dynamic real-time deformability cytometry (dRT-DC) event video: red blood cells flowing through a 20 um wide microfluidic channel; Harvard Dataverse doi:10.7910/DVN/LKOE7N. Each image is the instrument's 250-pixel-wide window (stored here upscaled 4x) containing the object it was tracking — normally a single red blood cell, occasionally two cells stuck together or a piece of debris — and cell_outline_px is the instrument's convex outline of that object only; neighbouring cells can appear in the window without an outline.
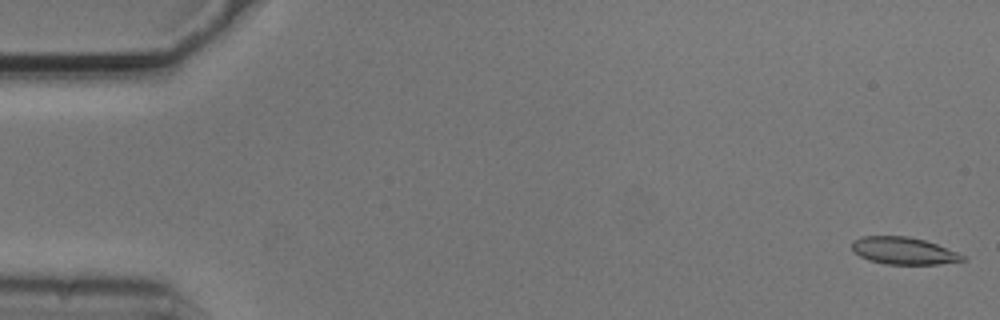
{"species": "common noctule bat (a hibernating species)", "species_latin": "Nyctalus noctula", "temperature_condition": "cold", "stored_images_in_passage": 54, "camera_frame_rate_fps": 3000, "um_per_image_px": 0.085, "animal": {"sex": "male", "body_mass_g": 20.5, "forearm_length_mm": 52.5}, "frame": {"image": 1, "passage_image": 1, "time_ms": 0.0, "image_size_px": [1000, 320], "cell_outline_px": [[968, 260], [936, 264], [884, 264], [868, 260], [860, 256], [852, 248], [852, 240], [860, 236], [908, 236], [924, 240], [936, 244], [956, 252], [964, 256]], "centroid_in_image_um": [76.78, 21.31], "position_along_channel_um": 8.2, "area_um2": 17.46}}
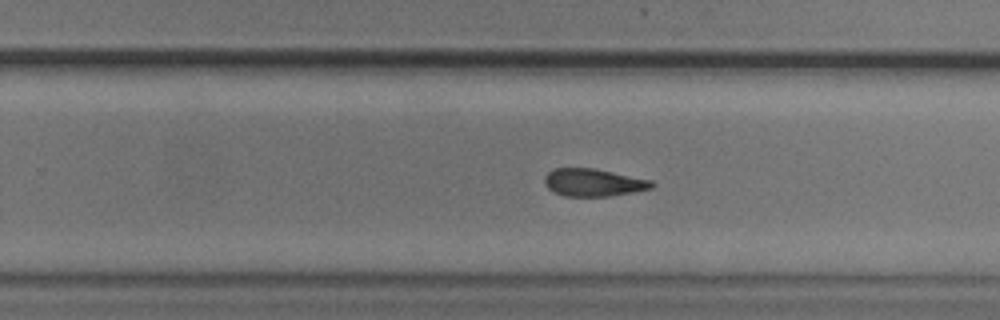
{"frame": {"image": 2, "passage_image": 34, "time_ms": 11.0, "image_size_px": [1000, 320], "cell_outline_px": [[656, 184], [652, 188], [632, 192], [608, 196], [564, 196], [548, 188], [544, 184], [544, 176], [552, 168], [592, 168], [652, 180]], "centroid_in_image_um": [50.42, 15.51], "position_along_channel_um": 279.4, "area_um2": 17.17}}
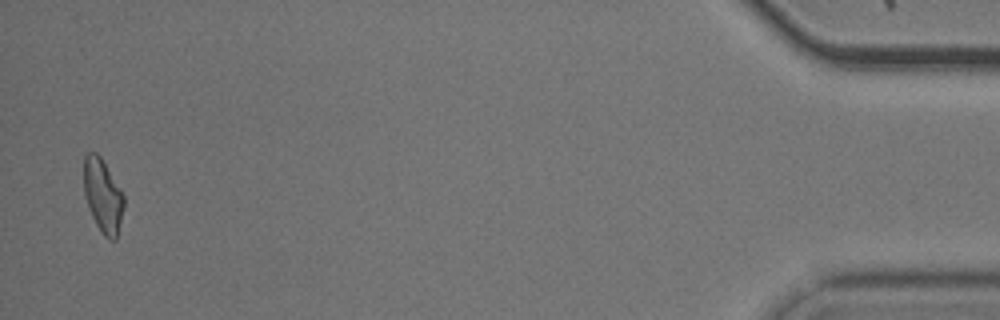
{"frame": {"image": 3, "passage_image": 53, "time_ms": 17.333, "image_size_px": [1000, 320], "cell_outline_px": [[124, 204], [116, 240], [108, 240], [104, 236], [96, 224], [88, 208], [84, 192], [84, 156], [88, 152], [96, 152], [100, 156], [124, 196]], "centroid_in_image_um": [8.73, 16.65], "position_along_channel_um": 426.5, "area_um2": 16.94}, "authors_computed_cell_mechanics": {"area_um2": 17.8602, "velocity_mm_per_s": 3.7127, "shape_relaxation_time_tau1_ms": 3.9309, "shape_relaxation_time_tau2_ms": 3.6412, "deformation_change_tau1": 0.1145, "deformation_change_tau2": 0.1176}}